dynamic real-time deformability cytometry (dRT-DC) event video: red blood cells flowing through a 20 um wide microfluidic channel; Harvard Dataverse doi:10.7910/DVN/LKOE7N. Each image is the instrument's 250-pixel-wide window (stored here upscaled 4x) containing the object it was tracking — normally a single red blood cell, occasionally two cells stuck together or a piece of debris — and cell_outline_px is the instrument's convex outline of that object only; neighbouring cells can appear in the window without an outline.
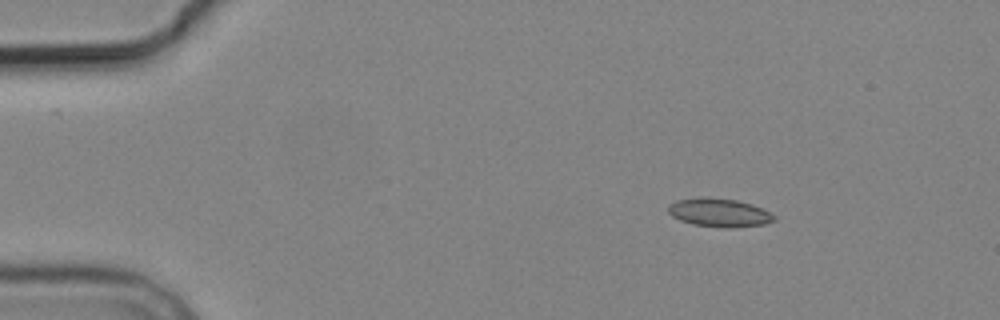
{"species": "common noctule bat (a hibernating species)", "species_latin": "Nyctalus noctula", "temperature_condition": "cold", "stored_images_in_passage": 4, "camera_frame_rate_fps": 3000, "um_per_image_px": 0.085, "animal": {"sex": "male", "body_mass_g": 19.2, "forearm_length_mm": 51.8}, "frame": {"image": 1, "passage_image": 1, "time_ms": 0.0, "image_size_px": [1000, 320], "cell_outline_px": [[776, 220], [764, 224], [732, 228], [724, 228], [692, 224], [680, 220], [672, 216], [668, 212], [668, 204], [676, 200], [700, 196], [704, 196], [736, 200], [752, 204], [764, 208], [776, 216]], "centroid_in_image_um": [61.13, 18.06], "position_along_channel_um": 23.9, "area_um2": 17.92}}